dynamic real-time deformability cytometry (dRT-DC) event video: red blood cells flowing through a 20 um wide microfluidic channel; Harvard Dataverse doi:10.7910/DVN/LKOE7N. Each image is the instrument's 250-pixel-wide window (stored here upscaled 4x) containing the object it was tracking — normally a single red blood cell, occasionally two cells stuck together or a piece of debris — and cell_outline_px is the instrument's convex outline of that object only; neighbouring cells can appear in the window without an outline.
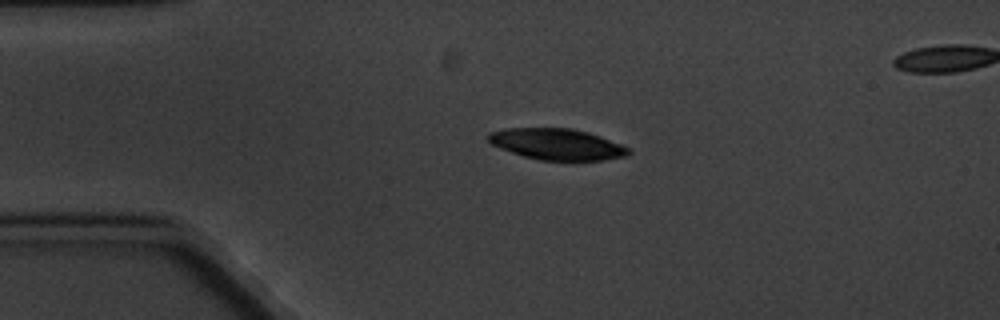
{"species": "common noctule bat (a hibernating species)", "species_latin": "Nyctalus noctula", "temperature_condition": "cold", "stored_images_in_passage": 6, "segment_of_instrument_passage": [1, 2], "camera_frame_rate_fps": 3000, "um_per_image_px": 0.085, "animal": {"sex": "male", "body_mass_g": 20.1, "forearm_length_mm": 53.5}, "frame": {"image": 1, "passage_image": 4, "time_ms": 3.333, "image_size_px": [1000, 320], "cell_outline_px": [[632, 152], [628, 156], [604, 160], [540, 160], [524, 156], [500, 148], [492, 144], [488, 140], [488, 136], [492, 132], [508, 128], [572, 128], [588, 132], [620, 144], [628, 148]], "centroid_in_image_um": [47.37, 12.26], "position_along_channel_um": 37.6, "area_um2": 25.2}}